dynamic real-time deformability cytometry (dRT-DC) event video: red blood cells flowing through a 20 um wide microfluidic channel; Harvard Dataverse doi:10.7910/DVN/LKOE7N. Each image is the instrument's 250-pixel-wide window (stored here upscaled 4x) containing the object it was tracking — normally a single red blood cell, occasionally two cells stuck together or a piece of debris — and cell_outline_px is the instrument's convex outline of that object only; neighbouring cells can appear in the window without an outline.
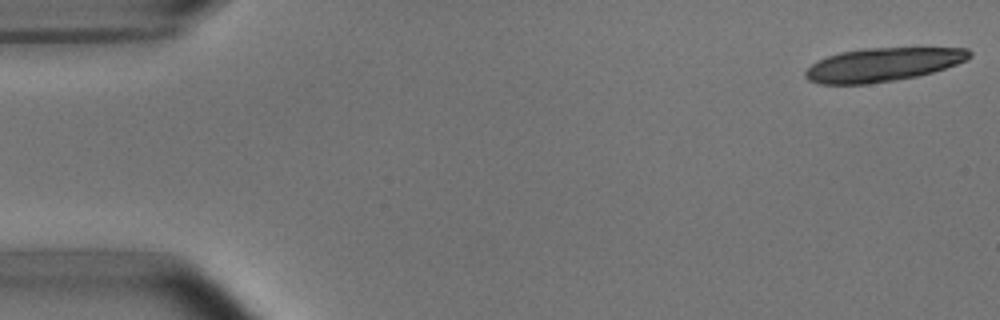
{"species": "common noctule bat (a hibernating species)", "species_latin": "Nyctalus noctula", "temperature_condition": "room temperature", "stored_images_in_passage": 17, "camera_frame_rate_fps": 3000, "um_per_image_px": 0.085, "animal": {"sex": "male", "body_mass_g": 15.6}, "frame": {"image": 1, "passage_image": 1, "time_ms": 0.0, "image_size_px": [1000, 320], "cell_outline_px": [[972, 56], [968, 60], [932, 72], [916, 76], [896, 80], [868, 84], [820, 84], [808, 80], [804, 76], [804, 72], [812, 64], [828, 56], [840, 52], [864, 48], [968, 48], [972, 52]], "centroid_in_image_um": [75.04, 5.49], "position_along_channel_um": 10.0, "area_um2": 32.02}}